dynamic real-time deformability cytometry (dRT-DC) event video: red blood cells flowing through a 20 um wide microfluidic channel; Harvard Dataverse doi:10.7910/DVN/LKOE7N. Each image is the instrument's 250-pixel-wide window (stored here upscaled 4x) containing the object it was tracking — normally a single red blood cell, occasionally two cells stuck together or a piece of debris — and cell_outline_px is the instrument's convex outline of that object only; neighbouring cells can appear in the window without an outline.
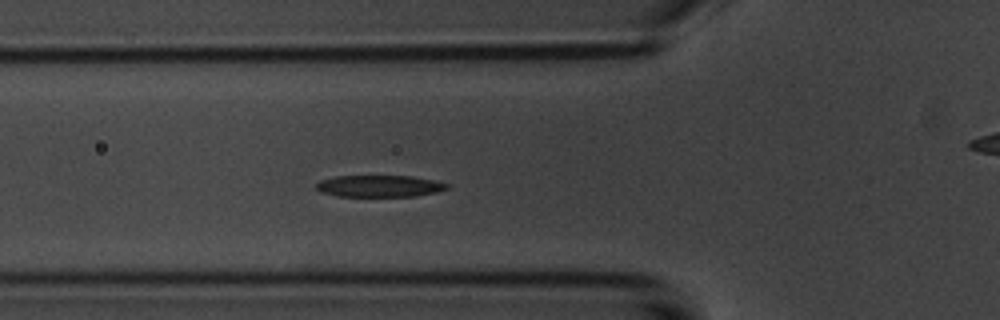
{"species": "common noctule bat (a hibernating species)", "species_latin": "Nyctalus noctula", "temperature_condition": "room temperature", "stored_images_in_passage": 45, "camera_frame_rate_fps": 3000, "um_per_image_px": 0.085, "animal": {"sex": "male", "body_mass_g": 20.1, "forearm_length_mm": 53.5}, "frame": {"image": 1, "passage_image": 9, "time_ms": 2.667, "image_size_px": [1000, 320], "cell_outline_px": [[448, 188], [436, 192], [416, 196], [336, 196], [320, 192], [316, 188], [316, 184], [320, 180], [336, 176], [412, 176], [432, 180], [448, 184]], "centroid_in_image_um": [32.21, 15.82], "position_along_channel_um": 93.6, "area_um2": 16.47}}
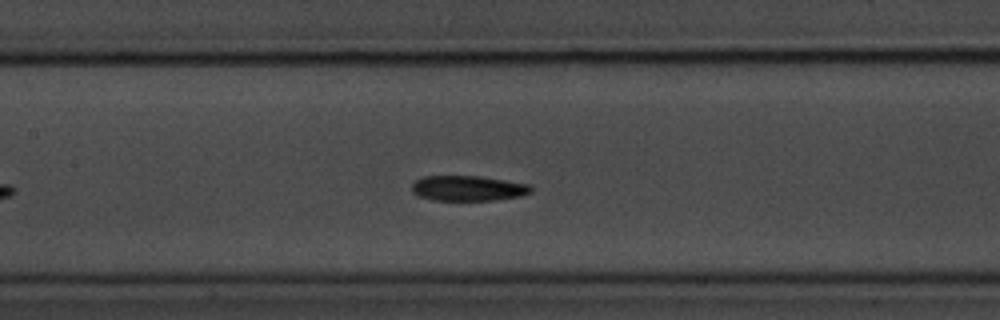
{"frame": {"image": 2, "passage_image": 15, "time_ms": 4.667, "image_size_px": [1000, 320], "cell_outline_px": [[532, 192], [520, 196], [492, 200], [432, 200], [416, 196], [412, 192], [412, 184], [416, 180], [424, 176], [480, 176], [528, 184], [532, 188]], "centroid_in_image_um": [39.74, 16.0], "position_along_channel_um": 167.7, "area_um2": 17.51}}
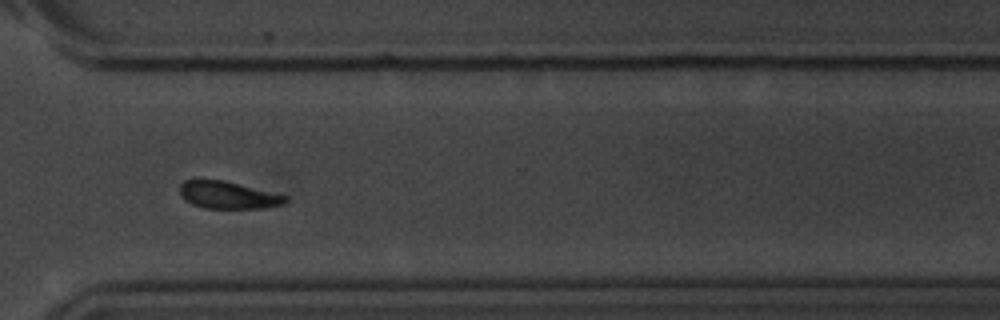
{"frame": {"image": 3, "passage_image": 30, "time_ms": 9.667, "image_size_px": [1000, 320], "cell_outline_px": [[288, 200], [284, 204], [264, 208], [204, 208], [192, 204], [184, 200], [180, 196], [180, 184], [184, 180], [224, 180], [288, 196]], "centroid_in_image_um": [19.38, 16.58], "position_along_channel_um": 351.2, "area_um2": 16.82}, "authors_computed_cell_mechanics": {"area_um2": 17.5712, "velocity_mm_per_s": 3.6783, "shape_relaxation_time_tau1_ms": 2.3992, "shape_relaxation_time_tau2_ms": 5.3108, "deformation_change_tau1": 0.1343, "deformation_change_tau2": 0.1271}}